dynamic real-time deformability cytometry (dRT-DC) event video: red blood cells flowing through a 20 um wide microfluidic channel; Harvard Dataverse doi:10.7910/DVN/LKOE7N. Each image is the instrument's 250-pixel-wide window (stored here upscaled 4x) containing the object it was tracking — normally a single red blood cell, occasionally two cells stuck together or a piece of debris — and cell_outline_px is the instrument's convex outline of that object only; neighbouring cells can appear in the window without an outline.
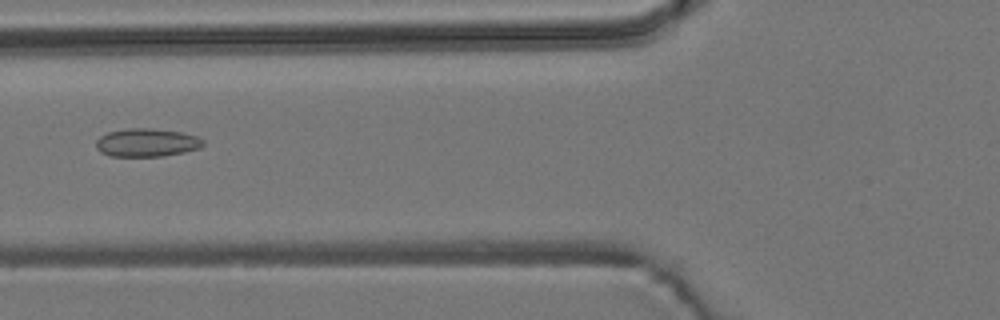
{"species": "common noctule bat (a hibernating species)", "species_latin": "Nyctalus noctula", "temperature_condition": "room temperature", "stored_images_in_passage": 7, "camera_frame_rate_fps": 3000, "um_per_image_px": 0.085, "animal": {"sex": "male", "body_mass_g": 19.2, "forearm_length_mm": 51.8}, "frame": {"image": 1, "passage_image": 6, "time_ms": 6.0, "image_size_px": [1000, 320], "cell_outline_px": [[204, 144], [200, 148], [184, 152], [164, 156], [108, 156], [100, 152], [96, 148], [96, 140], [100, 136], [108, 132], [128, 128], [148, 128], [180, 132], [196, 136], [204, 140]], "centroid_in_image_um": [12.45, 12.13], "position_along_channel_um": 113.3, "area_um2": 17.63}}
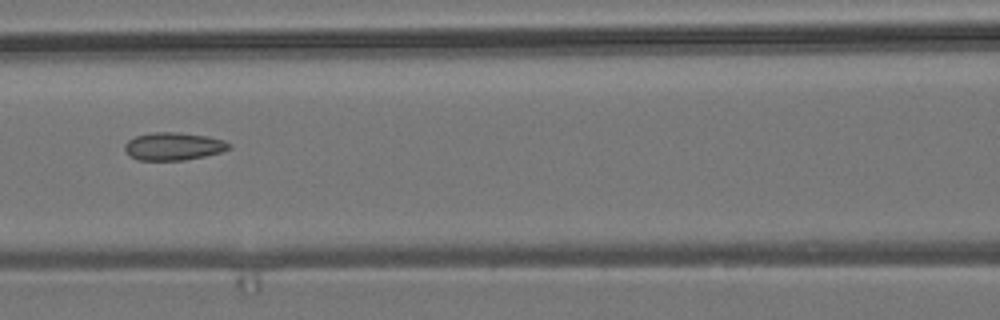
{"frame": {"image": 2, "passage_image": 7, "time_ms": 7.0, "image_size_px": [1000, 320], "cell_outline_px": [[232, 144], [228, 148], [220, 152], [204, 156], [184, 160], [136, 160], [124, 148], [124, 144], [128, 140], [136, 136], [152, 132], [180, 132], [208, 136], [224, 140]], "centroid_in_image_um": [14.74, 12.42], "position_along_channel_um": 151.9, "area_um2": 16.82}}